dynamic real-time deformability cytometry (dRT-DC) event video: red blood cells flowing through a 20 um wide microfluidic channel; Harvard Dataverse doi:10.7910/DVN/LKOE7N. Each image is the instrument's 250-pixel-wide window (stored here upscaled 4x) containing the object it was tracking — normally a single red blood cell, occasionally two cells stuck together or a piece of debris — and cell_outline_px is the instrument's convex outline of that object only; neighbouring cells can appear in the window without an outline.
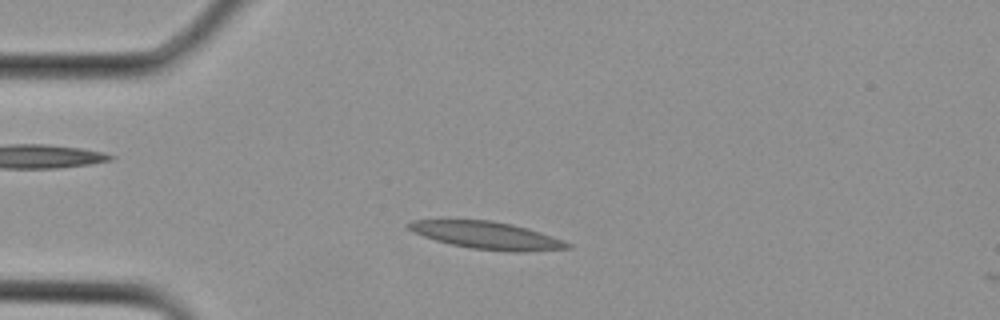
{"species": "Egyptian fruit bat (a non-hibernating species)", "species_latin": "Rousettus aegyptiacus", "temperature_condition": "cold", "stored_images_in_passage": 7, "camera_frame_rate_fps": 3000, "um_per_image_px": 0.085, "animal": {"sex": "female"}, "frame": {"image": 1, "passage_image": 6, "time_ms": 1.667, "image_size_px": [1000, 320], "cell_outline_px": [[572, 248], [524, 252], [512, 252], [472, 248], [452, 244], [436, 240], [424, 236], [408, 228], [404, 224], [412, 220], [492, 220], [512, 224], [528, 228], [564, 240], [572, 244]], "centroid_in_image_um": [41.44, 20.0], "position_along_channel_um": 43.6, "area_um2": 25.26}}